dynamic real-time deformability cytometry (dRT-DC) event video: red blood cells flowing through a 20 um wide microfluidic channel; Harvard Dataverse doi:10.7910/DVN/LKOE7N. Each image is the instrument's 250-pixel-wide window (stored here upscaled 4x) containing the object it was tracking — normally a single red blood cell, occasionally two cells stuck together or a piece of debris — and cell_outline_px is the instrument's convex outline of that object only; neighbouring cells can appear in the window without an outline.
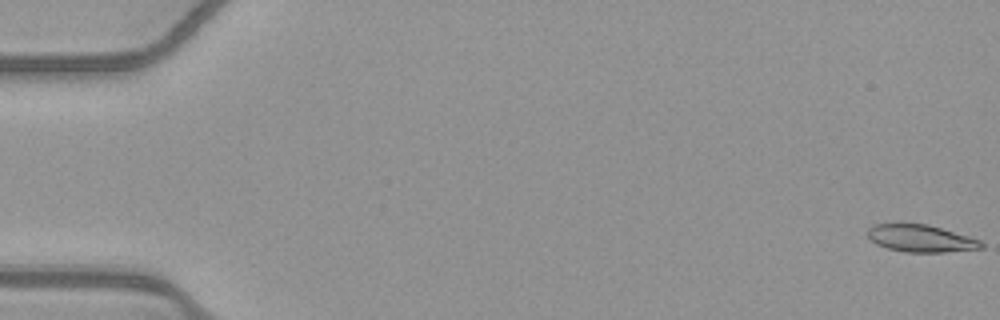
{"species": "common noctule bat (a hibernating species)", "species_latin": "Nyctalus noctula", "temperature_condition": "warm", "stored_images_in_passage": 54, "camera_frame_rate_fps": 3000, "um_per_image_px": 0.085, "animal": {"sex": "female", "body_mass_g": 21.9}, "frame": {"image": 1, "passage_image": 1, "time_ms": 0.0, "image_size_px": [1000, 320], "cell_outline_px": [[984, 248], [944, 252], [904, 252], [888, 248], [876, 244], [868, 236], [868, 228], [872, 224], [928, 224], [968, 236], [980, 240], [984, 244]], "centroid_in_image_um": [78.28, 20.27], "position_along_channel_um": 6.7, "area_um2": 17.92}}
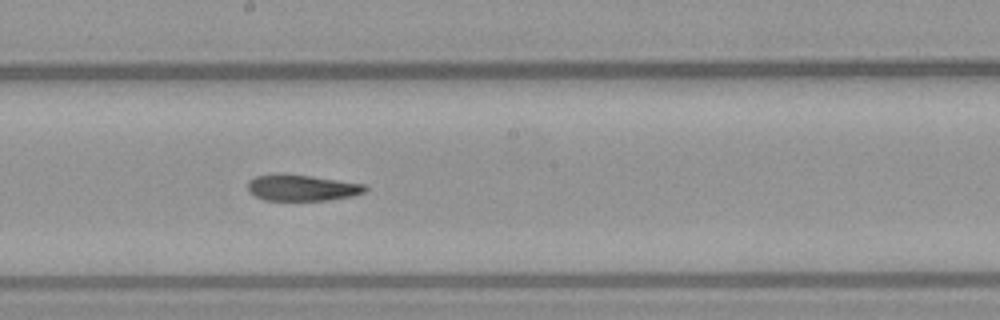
{"frame": {"image": 2, "passage_image": 30, "time_ms": 9.667, "image_size_px": [1000, 320], "cell_outline_px": [[368, 188], [364, 192], [352, 196], [328, 200], [264, 200], [248, 192], [248, 180], [256, 176], [276, 172], [280, 172], [312, 176], [364, 184]], "centroid_in_image_um": [25.61, 15.94], "position_along_channel_um": 222.6, "area_um2": 18.15}}
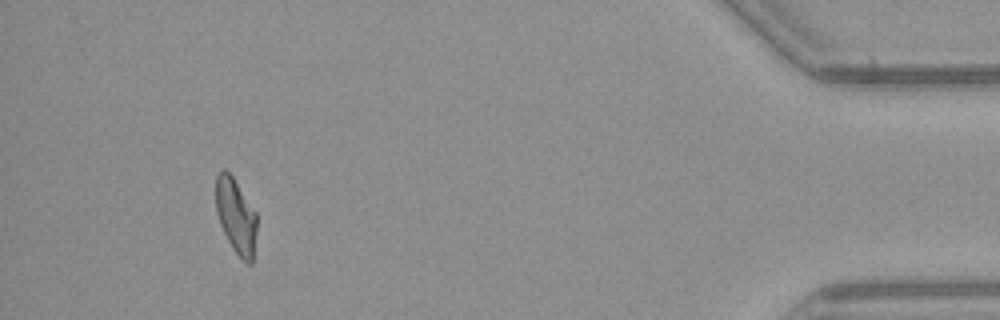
{"frame": {"image": 3, "passage_image": 50, "time_ms": 16.333, "image_size_px": [1000, 320], "cell_outline_px": [[256, 232], [252, 264], [248, 264], [232, 248], [220, 224], [216, 212], [216, 176], [224, 168], [232, 176], [256, 212]], "centroid_in_image_um": [20.05, 18.36], "position_along_channel_um": 415.2, "area_um2": 17.63}, "authors_computed_cell_mechanics": {"area_um2": 18.6983, "velocity_mm_per_s": 3.9185, "shape_relaxation_time_tau1_ms": null, "shape_relaxation_time_tau2_ms": 8.0181, "deformation_change_tau1": null, "deformation_change_tau2": 0.174}}